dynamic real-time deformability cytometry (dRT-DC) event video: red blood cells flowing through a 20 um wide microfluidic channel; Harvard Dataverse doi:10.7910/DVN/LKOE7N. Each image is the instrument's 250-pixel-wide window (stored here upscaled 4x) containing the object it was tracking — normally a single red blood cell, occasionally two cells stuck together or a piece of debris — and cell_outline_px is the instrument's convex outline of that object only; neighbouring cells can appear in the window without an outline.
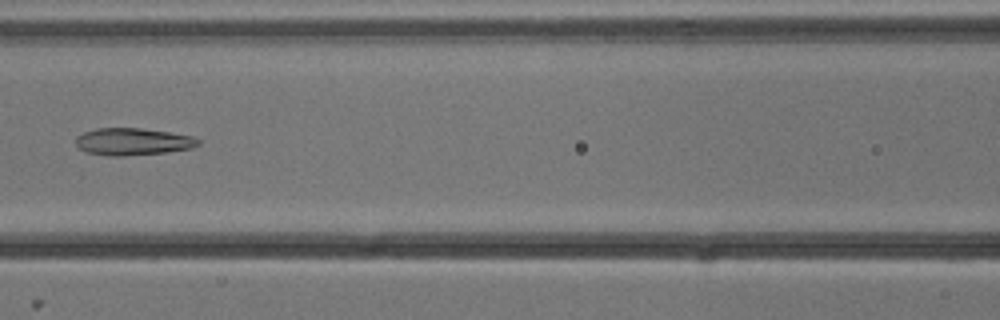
{"species": "common noctule bat (a hibernating species)", "species_latin": "Nyctalus noctula", "temperature_condition": "cold", "stored_images_in_passage": 6, "camera_frame_rate_fps": 3000, "um_per_image_px": 0.085, "animal": {"sex": "male", "body_mass_g": 13.3}, "frame": {"image": 1, "passage_image": 5, "time_ms": 1.333, "image_size_px": [1000, 320], "cell_outline_px": [[200, 144], [192, 148], [168, 152], [124, 156], [108, 156], [88, 152], [80, 148], [76, 144], [76, 136], [84, 132], [96, 128], [140, 128], [168, 132], [192, 136], [200, 140]], "centroid_in_image_um": [11.3, 12.04], "position_along_channel_um": 155.3, "area_um2": 19.36}}
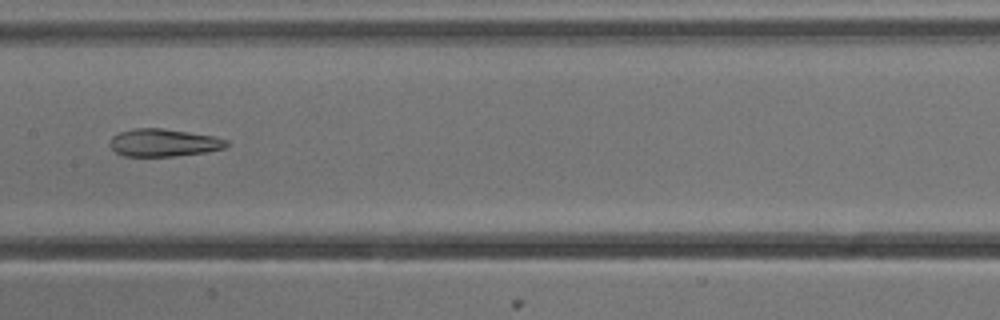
{"frame": {"image": 2, "passage_image": 6, "time_ms": 1.667, "image_size_px": [1000, 320], "cell_outline_px": [[228, 144], [224, 148], [204, 152], [172, 156], [124, 156], [116, 152], [108, 144], [112, 136], [120, 132], [136, 128], [164, 128], [212, 136], [228, 140]], "centroid_in_image_um": [13.87, 12.12], "position_along_channel_um": 193.5, "area_um2": 18.61}}